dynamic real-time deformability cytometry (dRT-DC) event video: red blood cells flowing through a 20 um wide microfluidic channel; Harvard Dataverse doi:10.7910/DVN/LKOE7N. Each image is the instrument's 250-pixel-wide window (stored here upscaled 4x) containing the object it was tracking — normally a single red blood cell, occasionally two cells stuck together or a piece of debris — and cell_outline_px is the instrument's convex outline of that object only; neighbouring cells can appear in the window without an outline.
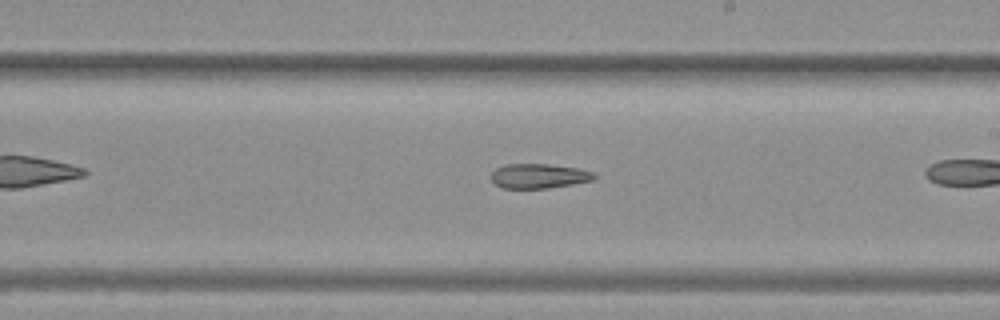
{"species": "common noctule bat (a hibernating species)", "species_latin": "Nyctalus noctula", "temperature_condition": "warm", "stored_images_in_passage": 19, "camera_frame_rate_fps": 3000, "um_per_image_px": 0.085, "animal": {"sex": "female", "body_mass_g": 19.3, "forearm_length_mm": 54.1}, "frame": {"image": 1, "passage_image": 11, "time_ms": 3.333, "image_size_px": [1000, 320], "cell_outline_px": [[596, 176], [592, 180], [572, 184], [548, 188], [500, 188], [492, 180], [492, 172], [496, 168], [504, 164], [548, 164], [580, 168], [592, 172]], "centroid_in_image_um": [45.79, 14.95], "position_along_channel_um": 243.2, "area_um2": 14.74}}